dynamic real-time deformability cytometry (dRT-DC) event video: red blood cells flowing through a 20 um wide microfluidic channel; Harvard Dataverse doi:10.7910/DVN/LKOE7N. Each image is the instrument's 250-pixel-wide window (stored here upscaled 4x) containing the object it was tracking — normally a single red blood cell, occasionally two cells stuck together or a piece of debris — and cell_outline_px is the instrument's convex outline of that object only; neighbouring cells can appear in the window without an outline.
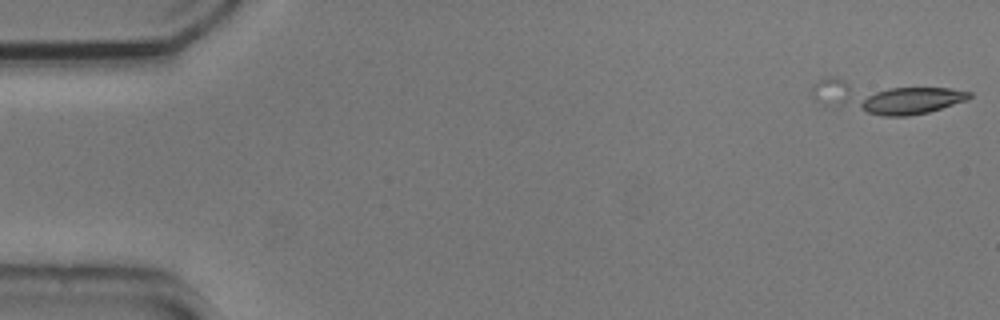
{"species": "common noctule bat (a hibernating species)", "species_latin": "Nyctalus noctula", "temperature_condition": "cold", "stored_images_in_passage": 5, "camera_frame_rate_fps": 3000, "um_per_image_px": 0.085, "animal": {"sex": "male", "body_mass_g": 20.5, "forearm_length_mm": 52.5}, "frame": {"image": 1, "passage_image": 1, "time_ms": 0.0, "image_size_px": [1000, 320], "cell_outline_px": [[972, 96], [968, 100], [928, 112], [908, 116], [884, 116], [824, 108], [812, 96], [812, 84], [828, 76], [832, 76], [948, 88], [972, 92]], "centroid_in_image_um": [75.1, 8.22], "position_along_channel_um": 9.9, "area_um2": 31.67}}